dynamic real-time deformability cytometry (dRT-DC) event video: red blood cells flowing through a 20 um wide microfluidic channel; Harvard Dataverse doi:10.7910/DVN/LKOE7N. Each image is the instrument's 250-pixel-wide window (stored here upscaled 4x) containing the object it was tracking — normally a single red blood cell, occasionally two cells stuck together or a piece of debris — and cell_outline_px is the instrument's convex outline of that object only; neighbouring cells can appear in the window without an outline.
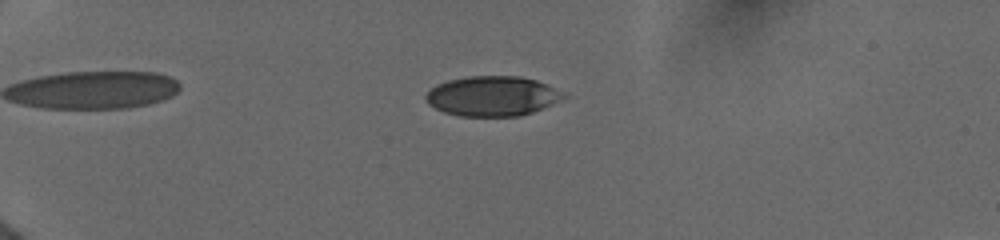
{"species": "human", "species_latin": "Homo sapiens", "temperature_condition": "cold", "stored_images_in_passage": 61, "camera_frame_rate_fps": 3000, "um_per_image_px": 0.085, "donor": {"sex": "female"}, "frame": {"image": 1, "passage_image": 14, "time_ms": 5.0, "image_size_px": [1000, 240], "cell_outline_px": [[568, 96], [552, 104], [532, 112], [520, 116], [460, 116], [444, 112], [428, 104], [424, 96], [436, 84], [448, 80], [468, 76], [520, 76], [536, 80], [548, 84], [564, 92]], "centroid_in_image_um": [41.86, 8.16], "position_along_channel_um": 43.1, "area_um2": 32.14}}
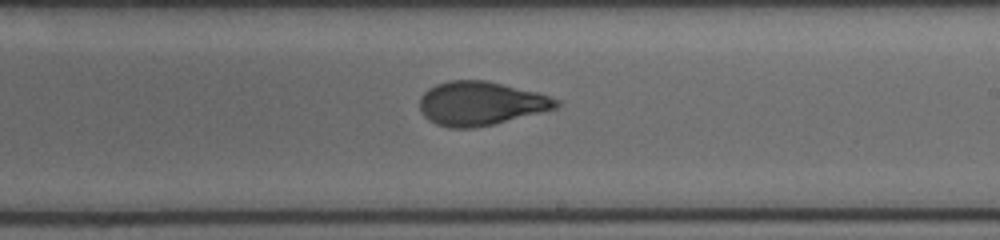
{"frame": {"image": 2, "passage_image": 39, "time_ms": 11.667, "image_size_px": [1000, 240], "cell_outline_px": [[560, 104], [556, 108], [496, 124], [472, 128], [448, 128], [436, 124], [428, 120], [424, 116], [420, 108], [420, 96], [428, 88], [436, 84], [448, 80], [484, 80], [536, 92], [560, 100]], "centroid_in_image_um": [40.82, 8.8], "position_along_channel_um": 248.2, "area_um2": 34.85}}
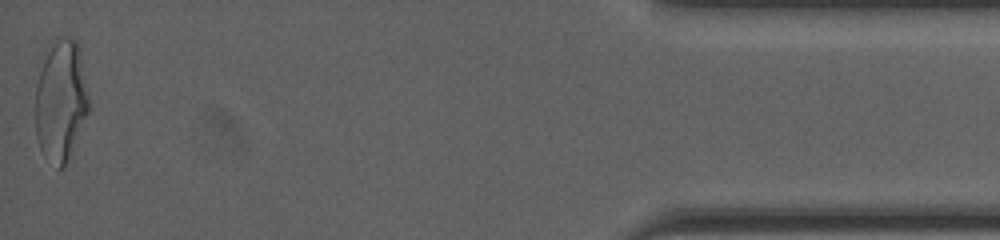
{"frame": {"image": 3, "passage_image": 61, "time_ms": 18.0, "image_size_px": [1000, 240], "cell_outline_px": [[88, 112], [72, 160], [64, 168], [60, 168], [40, 148], [36, 136], [36, 64], [44, 48], [56, 36], [68, 36], [76, 40], [80, 48], [88, 96]], "centroid_in_image_um": [5.15, 8.45], "position_along_channel_um": 430.0, "area_um2": 39.36}, "authors_computed_cell_mechanics": {"area_um2": 34.5066, "velocity_mm_per_s": 3.943, "shape_relaxation_time_tau1_ms": 4.6609, "shape_relaxation_time_tau2_ms": 0.9958, "deformation_change_tau1": 0.1836, "deformation_change_tau2": 0.0759}}